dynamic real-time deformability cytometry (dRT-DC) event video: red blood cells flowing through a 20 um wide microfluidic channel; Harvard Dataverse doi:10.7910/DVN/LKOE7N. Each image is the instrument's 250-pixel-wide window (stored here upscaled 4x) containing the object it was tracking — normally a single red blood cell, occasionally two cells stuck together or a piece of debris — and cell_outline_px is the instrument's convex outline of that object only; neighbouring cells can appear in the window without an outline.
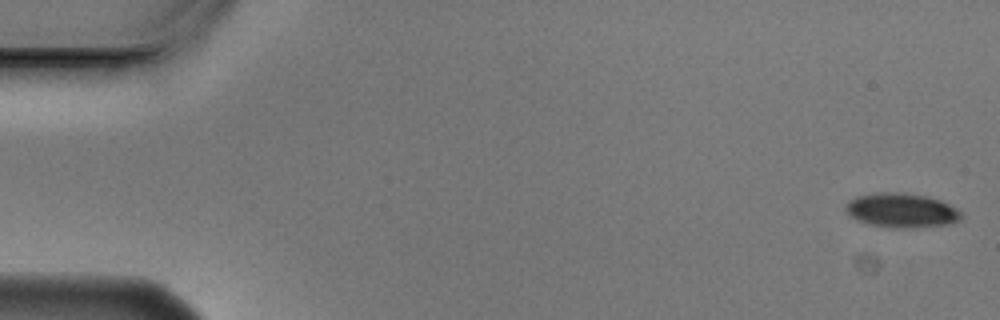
{"species": "Egyptian fruit bat (a non-hibernating species)", "species_latin": "Rousettus aegyptiacus", "temperature_condition": "cold", "stored_images_in_passage": 6, "segment_of_instrument_passage": [1, 2], "camera_frame_rate_fps": 3000, "um_per_image_px": 0.085, "animal": {"sex": "male"}, "frame": {"image": 1, "passage_image": 1, "time_ms": 0.0, "image_size_px": [1000, 320], "cell_outline_px": [[964, 216], [960, 220], [948, 224], [896, 228], [868, 224], [852, 216], [844, 208], [848, 200], [856, 196], [876, 192], [904, 192], [928, 196], [940, 200], [956, 208]], "centroid_in_image_um": [76.63, 17.85], "position_along_channel_um": 8.4, "area_um2": 23.0}}
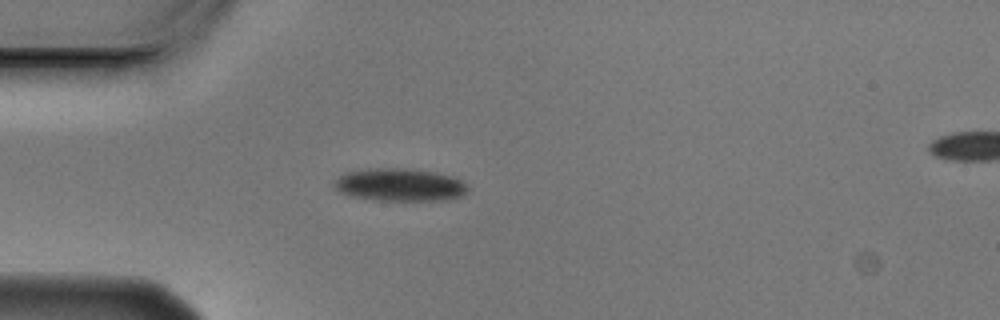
{"frame": {"image": 2, "passage_image": 5, "time_ms": 1.333, "image_size_px": [1000, 320], "cell_outline_px": [[468, 192], [460, 196], [448, 200], [376, 200], [348, 196], [340, 192], [332, 184], [344, 172], [368, 168], [412, 168], [436, 172], [452, 176], [468, 184]], "centroid_in_image_um": [33.99, 15.7], "position_along_channel_um": 51.0, "area_um2": 25.84}}